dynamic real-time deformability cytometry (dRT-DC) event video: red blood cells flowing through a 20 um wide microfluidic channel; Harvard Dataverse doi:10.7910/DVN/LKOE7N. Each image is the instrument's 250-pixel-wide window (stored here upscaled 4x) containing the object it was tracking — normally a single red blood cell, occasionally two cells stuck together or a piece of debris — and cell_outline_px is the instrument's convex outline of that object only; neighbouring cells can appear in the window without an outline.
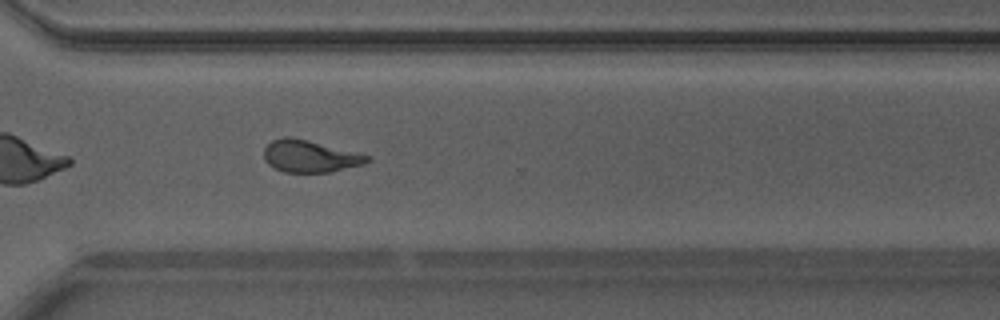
{"species": "Egyptian fruit bat (a non-hibernating species)", "species_latin": "Rousettus aegyptiacus", "temperature_condition": "warm", "stored_images_in_passage": 30, "camera_frame_rate_fps": 3000, "um_per_image_px": 0.085, "animal": {"sex": "male"}, "frame": {"image": 1, "passage_image": 22, "time_ms": 7.0, "image_size_px": [1000, 320], "cell_outline_px": [[368, 160], [364, 164], [328, 172], [284, 172], [268, 164], [264, 160], [264, 148], [272, 140], [284, 136], [288, 136], [308, 140], [368, 156]], "centroid_in_image_um": [26.26, 13.28], "position_along_channel_um": 344.3, "area_um2": 18.84}, "authors_computed_cell_mechanics": {"area_um2": 19.1029, "velocity_mm_per_s": 4.1872, "shape_relaxation_time_tau1_ms": 4.1873, "shape_relaxation_time_tau2_ms": 1.779, "deformation_change_tau1": 0.1859, "deformation_change_tau2": 0.1121}}